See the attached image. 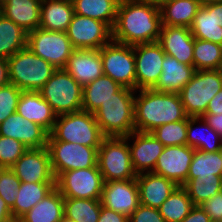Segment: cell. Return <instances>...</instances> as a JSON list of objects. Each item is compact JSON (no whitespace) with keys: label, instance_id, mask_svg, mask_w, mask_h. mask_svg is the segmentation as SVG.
Masks as SVG:
<instances>
[{"label":"cell","instance_id":"cell-2","mask_svg":"<svg viewBox=\"0 0 222 222\" xmlns=\"http://www.w3.org/2000/svg\"><path fill=\"white\" fill-rule=\"evenodd\" d=\"M134 100L135 131L151 132L156 127L186 119L179 93L139 89Z\"/></svg>","mask_w":222,"mask_h":222},{"label":"cell","instance_id":"cell-53","mask_svg":"<svg viewBox=\"0 0 222 222\" xmlns=\"http://www.w3.org/2000/svg\"><path fill=\"white\" fill-rule=\"evenodd\" d=\"M148 1L160 6L163 2H165L167 0H148Z\"/></svg>","mask_w":222,"mask_h":222},{"label":"cell","instance_id":"cell-47","mask_svg":"<svg viewBox=\"0 0 222 222\" xmlns=\"http://www.w3.org/2000/svg\"><path fill=\"white\" fill-rule=\"evenodd\" d=\"M181 222H212L209 215L200 205H194L189 214Z\"/></svg>","mask_w":222,"mask_h":222},{"label":"cell","instance_id":"cell-12","mask_svg":"<svg viewBox=\"0 0 222 222\" xmlns=\"http://www.w3.org/2000/svg\"><path fill=\"white\" fill-rule=\"evenodd\" d=\"M103 177L98 167L69 170L56 178V188L64 198L101 200Z\"/></svg>","mask_w":222,"mask_h":222},{"label":"cell","instance_id":"cell-50","mask_svg":"<svg viewBox=\"0 0 222 222\" xmlns=\"http://www.w3.org/2000/svg\"><path fill=\"white\" fill-rule=\"evenodd\" d=\"M12 211L0 196V222H13Z\"/></svg>","mask_w":222,"mask_h":222},{"label":"cell","instance_id":"cell-20","mask_svg":"<svg viewBox=\"0 0 222 222\" xmlns=\"http://www.w3.org/2000/svg\"><path fill=\"white\" fill-rule=\"evenodd\" d=\"M133 145H129L131 161L136 174L153 172L164 145L151 132L131 133Z\"/></svg>","mask_w":222,"mask_h":222},{"label":"cell","instance_id":"cell-32","mask_svg":"<svg viewBox=\"0 0 222 222\" xmlns=\"http://www.w3.org/2000/svg\"><path fill=\"white\" fill-rule=\"evenodd\" d=\"M199 120L203 124L202 127L200 126V129H203V134H200L201 130L198 132V127H194ZM187 145L195 150L218 152L222 150V137L201 117H188Z\"/></svg>","mask_w":222,"mask_h":222},{"label":"cell","instance_id":"cell-15","mask_svg":"<svg viewBox=\"0 0 222 222\" xmlns=\"http://www.w3.org/2000/svg\"><path fill=\"white\" fill-rule=\"evenodd\" d=\"M11 169L21 182H56L47 147L27 149Z\"/></svg>","mask_w":222,"mask_h":222},{"label":"cell","instance_id":"cell-45","mask_svg":"<svg viewBox=\"0 0 222 222\" xmlns=\"http://www.w3.org/2000/svg\"><path fill=\"white\" fill-rule=\"evenodd\" d=\"M212 222H222V190L200 205Z\"/></svg>","mask_w":222,"mask_h":222},{"label":"cell","instance_id":"cell-38","mask_svg":"<svg viewBox=\"0 0 222 222\" xmlns=\"http://www.w3.org/2000/svg\"><path fill=\"white\" fill-rule=\"evenodd\" d=\"M101 200L64 198V216L76 222H98Z\"/></svg>","mask_w":222,"mask_h":222},{"label":"cell","instance_id":"cell-29","mask_svg":"<svg viewBox=\"0 0 222 222\" xmlns=\"http://www.w3.org/2000/svg\"><path fill=\"white\" fill-rule=\"evenodd\" d=\"M121 88L122 86L109 76L98 77L93 82L83 86L82 110L94 113L102 103L113 97V94Z\"/></svg>","mask_w":222,"mask_h":222},{"label":"cell","instance_id":"cell-22","mask_svg":"<svg viewBox=\"0 0 222 222\" xmlns=\"http://www.w3.org/2000/svg\"><path fill=\"white\" fill-rule=\"evenodd\" d=\"M16 112L23 118L40 125L48 133L53 129L57 118L50 104L43 99L39 91H22Z\"/></svg>","mask_w":222,"mask_h":222},{"label":"cell","instance_id":"cell-4","mask_svg":"<svg viewBox=\"0 0 222 222\" xmlns=\"http://www.w3.org/2000/svg\"><path fill=\"white\" fill-rule=\"evenodd\" d=\"M104 138L94 114L81 110L57 116L48 141H64L99 148Z\"/></svg>","mask_w":222,"mask_h":222},{"label":"cell","instance_id":"cell-1","mask_svg":"<svg viewBox=\"0 0 222 222\" xmlns=\"http://www.w3.org/2000/svg\"><path fill=\"white\" fill-rule=\"evenodd\" d=\"M161 27L159 5L148 0H120L112 40L131 46L157 42Z\"/></svg>","mask_w":222,"mask_h":222},{"label":"cell","instance_id":"cell-34","mask_svg":"<svg viewBox=\"0 0 222 222\" xmlns=\"http://www.w3.org/2000/svg\"><path fill=\"white\" fill-rule=\"evenodd\" d=\"M28 32L0 13V57L8 59L27 47Z\"/></svg>","mask_w":222,"mask_h":222},{"label":"cell","instance_id":"cell-5","mask_svg":"<svg viewBox=\"0 0 222 222\" xmlns=\"http://www.w3.org/2000/svg\"><path fill=\"white\" fill-rule=\"evenodd\" d=\"M9 81L22 91H39L57 69L28 47L7 59Z\"/></svg>","mask_w":222,"mask_h":222},{"label":"cell","instance_id":"cell-52","mask_svg":"<svg viewBox=\"0 0 222 222\" xmlns=\"http://www.w3.org/2000/svg\"><path fill=\"white\" fill-rule=\"evenodd\" d=\"M215 20L222 27V1L215 2Z\"/></svg>","mask_w":222,"mask_h":222},{"label":"cell","instance_id":"cell-31","mask_svg":"<svg viewBox=\"0 0 222 222\" xmlns=\"http://www.w3.org/2000/svg\"><path fill=\"white\" fill-rule=\"evenodd\" d=\"M56 186V182L28 183L21 182L18 196L11 208L14 220H19Z\"/></svg>","mask_w":222,"mask_h":222},{"label":"cell","instance_id":"cell-46","mask_svg":"<svg viewBox=\"0 0 222 222\" xmlns=\"http://www.w3.org/2000/svg\"><path fill=\"white\" fill-rule=\"evenodd\" d=\"M98 222H129V218L101 205Z\"/></svg>","mask_w":222,"mask_h":222},{"label":"cell","instance_id":"cell-7","mask_svg":"<svg viewBox=\"0 0 222 222\" xmlns=\"http://www.w3.org/2000/svg\"><path fill=\"white\" fill-rule=\"evenodd\" d=\"M222 89V69L196 70L179 96L188 117H202L209 101Z\"/></svg>","mask_w":222,"mask_h":222},{"label":"cell","instance_id":"cell-54","mask_svg":"<svg viewBox=\"0 0 222 222\" xmlns=\"http://www.w3.org/2000/svg\"><path fill=\"white\" fill-rule=\"evenodd\" d=\"M60 222H76V221H74L72 219H69L68 217L63 216V218L61 219Z\"/></svg>","mask_w":222,"mask_h":222},{"label":"cell","instance_id":"cell-55","mask_svg":"<svg viewBox=\"0 0 222 222\" xmlns=\"http://www.w3.org/2000/svg\"><path fill=\"white\" fill-rule=\"evenodd\" d=\"M200 1L202 2V4H204V3L218 2L222 0H200Z\"/></svg>","mask_w":222,"mask_h":222},{"label":"cell","instance_id":"cell-21","mask_svg":"<svg viewBox=\"0 0 222 222\" xmlns=\"http://www.w3.org/2000/svg\"><path fill=\"white\" fill-rule=\"evenodd\" d=\"M64 69L83 87L104 75L100 50L74 49Z\"/></svg>","mask_w":222,"mask_h":222},{"label":"cell","instance_id":"cell-3","mask_svg":"<svg viewBox=\"0 0 222 222\" xmlns=\"http://www.w3.org/2000/svg\"><path fill=\"white\" fill-rule=\"evenodd\" d=\"M135 92L122 87L93 113L105 137H126L135 132Z\"/></svg>","mask_w":222,"mask_h":222},{"label":"cell","instance_id":"cell-24","mask_svg":"<svg viewBox=\"0 0 222 222\" xmlns=\"http://www.w3.org/2000/svg\"><path fill=\"white\" fill-rule=\"evenodd\" d=\"M195 71L194 66L183 64L173 56L165 54L162 73L152 88L159 92L179 93L192 79Z\"/></svg>","mask_w":222,"mask_h":222},{"label":"cell","instance_id":"cell-6","mask_svg":"<svg viewBox=\"0 0 222 222\" xmlns=\"http://www.w3.org/2000/svg\"><path fill=\"white\" fill-rule=\"evenodd\" d=\"M126 137H105L98 148L97 165L103 181L129 180L136 178Z\"/></svg>","mask_w":222,"mask_h":222},{"label":"cell","instance_id":"cell-11","mask_svg":"<svg viewBox=\"0 0 222 222\" xmlns=\"http://www.w3.org/2000/svg\"><path fill=\"white\" fill-rule=\"evenodd\" d=\"M27 47L55 68H64L74 47L66 32L37 28L28 32Z\"/></svg>","mask_w":222,"mask_h":222},{"label":"cell","instance_id":"cell-37","mask_svg":"<svg viewBox=\"0 0 222 222\" xmlns=\"http://www.w3.org/2000/svg\"><path fill=\"white\" fill-rule=\"evenodd\" d=\"M212 175L222 176V150L218 152L195 150L187 179Z\"/></svg>","mask_w":222,"mask_h":222},{"label":"cell","instance_id":"cell-49","mask_svg":"<svg viewBox=\"0 0 222 222\" xmlns=\"http://www.w3.org/2000/svg\"><path fill=\"white\" fill-rule=\"evenodd\" d=\"M222 113V89L209 101L207 110L204 114Z\"/></svg>","mask_w":222,"mask_h":222},{"label":"cell","instance_id":"cell-41","mask_svg":"<svg viewBox=\"0 0 222 222\" xmlns=\"http://www.w3.org/2000/svg\"><path fill=\"white\" fill-rule=\"evenodd\" d=\"M27 149L20 141L0 135V168H11Z\"/></svg>","mask_w":222,"mask_h":222},{"label":"cell","instance_id":"cell-26","mask_svg":"<svg viewBox=\"0 0 222 222\" xmlns=\"http://www.w3.org/2000/svg\"><path fill=\"white\" fill-rule=\"evenodd\" d=\"M73 15L72 1L42 0L39 27L48 31L66 32Z\"/></svg>","mask_w":222,"mask_h":222},{"label":"cell","instance_id":"cell-43","mask_svg":"<svg viewBox=\"0 0 222 222\" xmlns=\"http://www.w3.org/2000/svg\"><path fill=\"white\" fill-rule=\"evenodd\" d=\"M22 90L9 83L0 87V123L17 111Z\"/></svg>","mask_w":222,"mask_h":222},{"label":"cell","instance_id":"cell-56","mask_svg":"<svg viewBox=\"0 0 222 222\" xmlns=\"http://www.w3.org/2000/svg\"><path fill=\"white\" fill-rule=\"evenodd\" d=\"M9 0H0V8L6 4Z\"/></svg>","mask_w":222,"mask_h":222},{"label":"cell","instance_id":"cell-36","mask_svg":"<svg viewBox=\"0 0 222 222\" xmlns=\"http://www.w3.org/2000/svg\"><path fill=\"white\" fill-rule=\"evenodd\" d=\"M193 66L195 70L222 69V45L194 38Z\"/></svg>","mask_w":222,"mask_h":222},{"label":"cell","instance_id":"cell-35","mask_svg":"<svg viewBox=\"0 0 222 222\" xmlns=\"http://www.w3.org/2000/svg\"><path fill=\"white\" fill-rule=\"evenodd\" d=\"M193 203L183 186L176 187L158 208L165 222H181L190 212Z\"/></svg>","mask_w":222,"mask_h":222},{"label":"cell","instance_id":"cell-33","mask_svg":"<svg viewBox=\"0 0 222 222\" xmlns=\"http://www.w3.org/2000/svg\"><path fill=\"white\" fill-rule=\"evenodd\" d=\"M120 0H72L74 13L107 23L113 28Z\"/></svg>","mask_w":222,"mask_h":222},{"label":"cell","instance_id":"cell-30","mask_svg":"<svg viewBox=\"0 0 222 222\" xmlns=\"http://www.w3.org/2000/svg\"><path fill=\"white\" fill-rule=\"evenodd\" d=\"M190 31L196 39L222 45V27L215 20V2L202 4L190 26Z\"/></svg>","mask_w":222,"mask_h":222},{"label":"cell","instance_id":"cell-16","mask_svg":"<svg viewBox=\"0 0 222 222\" xmlns=\"http://www.w3.org/2000/svg\"><path fill=\"white\" fill-rule=\"evenodd\" d=\"M194 151L195 149L188 145L164 147L153 173L172 180L178 186H183L187 181Z\"/></svg>","mask_w":222,"mask_h":222},{"label":"cell","instance_id":"cell-48","mask_svg":"<svg viewBox=\"0 0 222 222\" xmlns=\"http://www.w3.org/2000/svg\"><path fill=\"white\" fill-rule=\"evenodd\" d=\"M201 118L222 137V113L204 114Z\"/></svg>","mask_w":222,"mask_h":222},{"label":"cell","instance_id":"cell-28","mask_svg":"<svg viewBox=\"0 0 222 222\" xmlns=\"http://www.w3.org/2000/svg\"><path fill=\"white\" fill-rule=\"evenodd\" d=\"M64 216V197L55 187L33 208L24 214L20 222H60Z\"/></svg>","mask_w":222,"mask_h":222},{"label":"cell","instance_id":"cell-40","mask_svg":"<svg viewBox=\"0 0 222 222\" xmlns=\"http://www.w3.org/2000/svg\"><path fill=\"white\" fill-rule=\"evenodd\" d=\"M188 117L184 120L156 127L151 133L165 147L187 145Z\"/></svg>","mask_w":222,"mask_h":222},{"label":"cell","instance_id":"cell-19","mask_svg":"<svg viewBox=\"0 0 222 222\" xmlns=\"http://www.w3.org/2000/svg\"><path fill=\"white\" fill-rule=\"evenodd\" d=\"M163 51L179 62L193 66L194 37L190 28L162 25L157 41Z\"/></svg>","mask_w":222,"mask_h":222},{"label":"cell","instance_id":"cell-13","mask_svg":"<svg viewBox=\"0 0 222 222\" xmlns=\"http://www.w3.org/2000/svg\"><path fill=\"white\" fill-rule=\"evenodd\" d=\"M66 34L74 49L100 50L112 41V28L107 23L76 13Z\"/></svg>","mask_w":222,"mask_h":222},{"label":"cell","instance_id":"cell-25","mask_svg":"<svg viewBox=\"0 0 222 222\" xmlns=\"http://www.w3.org/2000/svg\"><path fill=\"white\" fill-rule=\"evenodd\" d=\"M42 0H9L0 13L26 32L39 28Z\"/></svg>","mask_w":222,"mask_h":222},{"label":"cell","instance_id":"cell-18","mask_svg":"<svg viewBox=\"0 0 222 222\" xmlns=\"http://www.w3.org/2000/svg\"><path fill=\"white\" fill-rule=\"evenodd\" d=\"M0 135L18 140L29 149L46 147L49 133L15 112L0 123Z\"/></svg>","mask_w":222,"mask_h":222},{"label":"cell","instance_id":"cell-51","mask_svg":"<svg viewBox=\"0 0 222 222\" xmlns=\"http://www.w3.org/2000/svg\"><path fill=\"white\" fill-rule=\"evenodd\" d=\"M9 71L7 59L0 57V87L9 84Z\"/></svg>","mask_w":222,"mask_h":222},{"label":"cell","instance_id":"cell-44","mask_svg":"<svg viewBox=\"0 0 222 222\" xmlns=\"http://www.w3.org/2000/svg\"><path fill=\"white\" fill-rule=\"evenodd\" d=\"M129 222H165L157 208L139 205L130 215Z\"/></svg>","mask_w":222,"mask_h":222},{"label":"cell","instance_id":"cell-39","mask_svg":"<svg viewBox=\"0 0 222 222\" xmlns=\"http://www.w3.org/2000/svg\"><path fill=\"white\" fill-rule=\"evenodd\" d=\"M183 187L186 189L193 205H201L222 190V176H206L187 179Z\"/></svg>","mask_w":222,"mask_h":222},{"label":"cell","instance_id":"cell-10","mask_svg":"<svg viewBox=\"0 0 222 222\" xmlns=\"http://www.w3.org/2000/svg\"><path fill=\"white\" fill-rule=\"evenodd\" d=\"M46 147L55 178L69 170L98 167V148L64 141H47Z\"/></svg>","mask_w":222,"mask_h":222},{"label":"cell","instance_id":"cell-9","mask_svg":"<svg viewBox=\"0 0 222 222\" xmlns=\"http://www.w3.org/2000/svg\"><path fill=\"white\" fill-rule=\"evenodd\" d=\"M104 75L111 77L122 87L136 91L134 47L115 41L100 49Z\"/></svg>","mask_w":222,"mask_h":222},{"label":"cell","instance_id":"cell-23","mask_svg":"<svg viewBox=\"0 0 222 222\" xmlns=\"http://www.w3.org/2000/svg\"><path fill=\"white\" fill-rule=\"evenodd\" d=\"M136 181L140 204L157 209L178 187L172 180L153 172L137 174Z\"/></svg>","mask_w":222,"mask_h":222},{"label":"cell","instance_id":"cell-17","mask_svg":"<svg viewBox=\"0 0 222 222\" xmlns=\"http://www.w3.org/2000/svg\"><path fill=\"white\" fill-rule=\"evenodd\" d=\"M101 202L103 206L129 218L140 205L136 178L104 182Z\"/></svg>","mask_w":222,"mask_h":222},{"label":"cell","instance_id":"cell-27","mask_svg":"<svg viewBox=\"0 0 222 222\" xmlns=\"http://www.w3.org/2000/svg\"><path fill=\"white\" fill-rule=\"evenodd\" d=\"M201 6L200 0H167L159 6L162 25L190 28Z\"/></svg>","mask_w":222,"mask_h":222},{"label":"cell","instance_id":"cell-8","mask_svg":"<svg viewBox=\"0 0 222 222\" xmlns=\"http://www.w3.org/2000/svg\"><path fill=\"white\" fill-rule=\"evenodd\" d=\"M83 87L64 69H56L51 78L39 90L59 116L82 110Z\"/></svg>","mask_w":222,"mask_h":222},{"label":"cell","instance_id":"cell-42","mask_svg":"<svg viewBox=\"0 0 222 222\" xmlns=\"http://www.w3.org/2000/svg\"><path fill=\"white\" fill-rule=\"evenodd\" d=\"M21 180L11 168H0V196L11 209L14 206Z\"/></svg>","mask_w":222,"mask_h":222},{"label":"cell","instance_id":"cell-14","mask_svg":"<svg viewBox=\"0 0 222 222\" xmlns=\"http://www.w3.org/2000/svg\"><path fill=\"white\" fill-rule=\"evenodd\" d=\"M136 90L152 88L162 73L165 57L158 42L134 45Z\"/></svg>","mask_w":222,"mask_h":222}]
</instances>
